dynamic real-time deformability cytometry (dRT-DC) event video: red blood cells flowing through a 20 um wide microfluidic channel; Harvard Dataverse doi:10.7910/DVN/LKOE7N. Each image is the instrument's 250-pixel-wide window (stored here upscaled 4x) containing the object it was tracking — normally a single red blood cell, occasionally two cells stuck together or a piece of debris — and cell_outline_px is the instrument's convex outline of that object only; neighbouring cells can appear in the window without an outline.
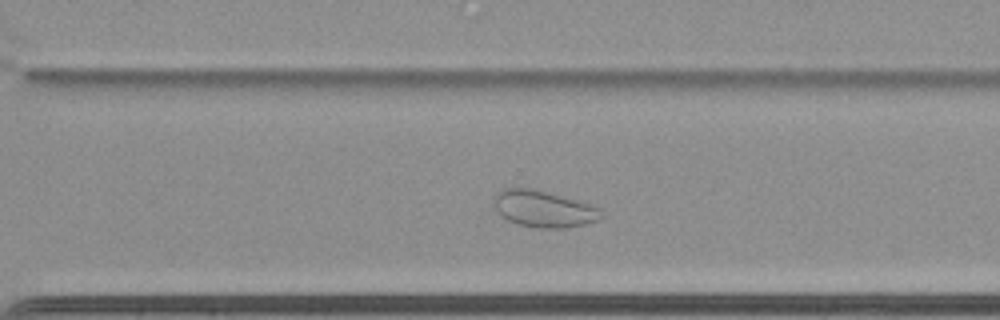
{"species": "common noctule bat (a hibernating species)", "species_latin": "Nyctalus noctula", "temperature_condition": "cold", "stored_images_in_passage": 42, "camera_frame_rate_fps": 3000, "um_per_image_px": 0.085, "animal": {"sex": "female", "body_mass_g": 22.7, "forearm_length_mm": 54.2}, "frame": {"image": 1, "passage_image": 24, "time_ms": 7.667, "image_size_px": [1000, 320], "cell_outline_px": [[604, 216], [596, 220], [584, 224], [568, 228], [536, 228], [516, 224], [500, 216], [496, 212], [492, 196], [496, 192], [504, 188], [532, 188], [592, 204], [600, 208]], "centroid_in_image_um": [46.17, 17.76], "position_along_channel_um": 324.4, "area_um2": 23.24}}
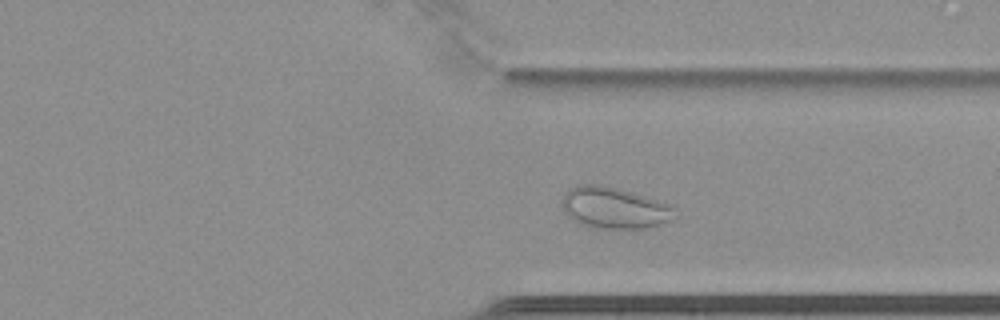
{"frame": {"image": 2, "passage_image": 27, "time_ms": 8.667, "image_size_px": [1000, 320], "cell_outline_px": [[672, 208], [668, 220], [660, 224], [648, 228], [600, 228], [580, 224], [572, 220], [564, 212], [560, 204], [560, 200], [564, 192], [580, 184], [600, 184], [616, 188], [656, 200]], "centroid_in_image_um": [52.05, 17.66], "position_along_channel_um": 359.4, "area_um2": 26.53}}
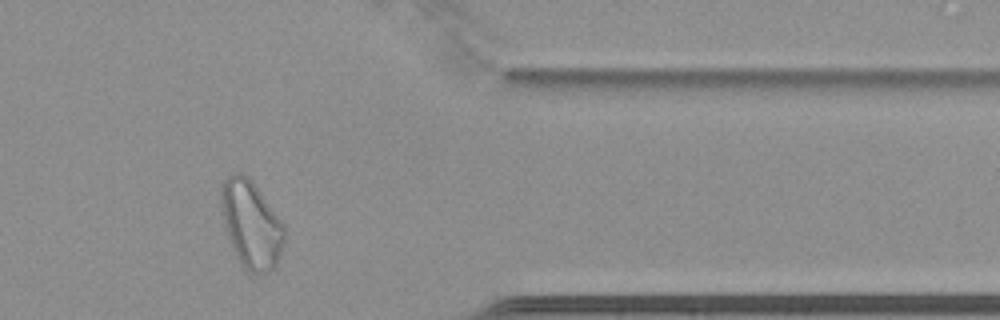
{"frame": {"image": 3, "passage_image": 31, "time_ms": 10.0, "image_size_px": [1000, 320], "cell_outline_px": [[284, 240], [276, 264], [272, 272], [252, 272], [244, 268], [240, 264], [232, 248], [224, 224], [220, 204], [220, 188], [224, 180], [228, 176], [236, 172], [240, 172], [248, 176], [252, 180], [280, 220], [284, 228]], "centroid_in_image_um": [21.31, 19.05], "position_along_channel_um": 390.1, "area_um2": 31.91}}